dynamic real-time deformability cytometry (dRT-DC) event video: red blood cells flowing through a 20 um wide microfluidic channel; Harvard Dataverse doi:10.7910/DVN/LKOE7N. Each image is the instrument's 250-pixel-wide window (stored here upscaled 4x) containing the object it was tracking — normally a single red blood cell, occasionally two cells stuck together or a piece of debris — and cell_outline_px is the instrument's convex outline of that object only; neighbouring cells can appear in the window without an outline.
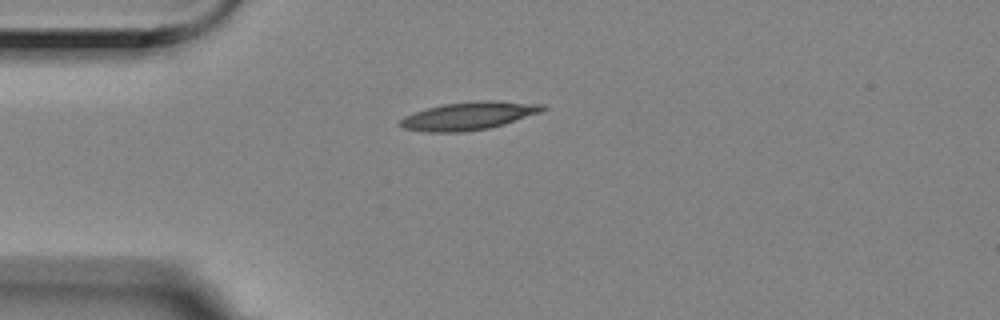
{"species": "Egyptian fruit bat (a non-hibernating species)", "species_latin": "Rousettus aegyptiacus", "temperature_condition": "room temperature", "stored_images_in_passage": 10, "camera_frame_rate_fps": 3000, "um_per_image_px": 0.085, "animal": {"sex": "female"}, "frame": {"image": 1, "passage_image": 1, "time_ms": 0.0, "image_size_px": [1000, 320], "cell_outline_px": [[548, 108], [540, 112], [504, 124], [488, 128], [460, 132], [424, 132], [404, 128], [400, 124], [400, 120], [404, 116], [428, 108], [444, 104], [476, 100], [496, 100], [544, 104]], "centroid_in_image_um": [39.87, 9.84], "position_along_channel_um": 45.1, "area_um2": 23.12}}
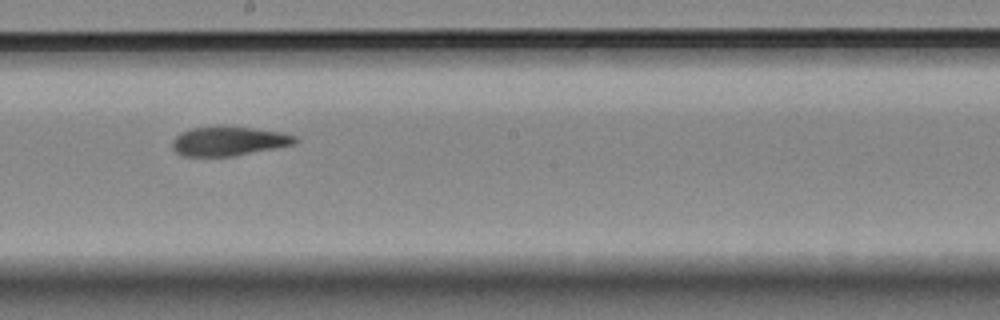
{"frame": {"image": 2, "passage_image": 6, "time_ms": 1.667, "image_size_px": [1000, 320], "cell_outline_px": [[300, 140], [296, 144], [232, 156], [184, 156], [176, 152], [172, 148], [172, 140], [176, 136], [192, 128], [216, 124], [220, 124], [284, 132], [296, 136]], "centroid_in_image_um": [19.46, 11.97], "position_along_channel_um": 228.7, "area_um2": 21.33}}
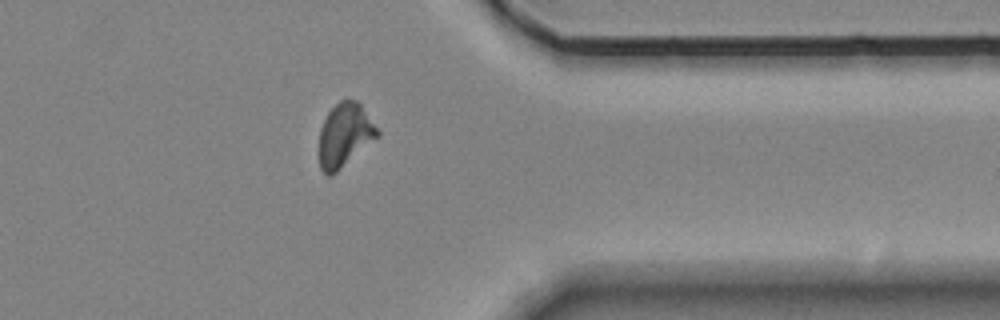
{"frame": {"image": 3, "passage_image": 10, "time_ms": 3.0, "image_size_px": [1000, 320], "cell_outline_px": [[380, 136], [336, 172], [328, 176], [320, 168], [316, 152], [320, 128], [328, 112], [340, 100], [356, 100], [360, 104], [380, 132]], "centroid_in_image_um": [29.26, 11.52], "position_along_channel_um": 382.1, "area_um2": 21.85}}